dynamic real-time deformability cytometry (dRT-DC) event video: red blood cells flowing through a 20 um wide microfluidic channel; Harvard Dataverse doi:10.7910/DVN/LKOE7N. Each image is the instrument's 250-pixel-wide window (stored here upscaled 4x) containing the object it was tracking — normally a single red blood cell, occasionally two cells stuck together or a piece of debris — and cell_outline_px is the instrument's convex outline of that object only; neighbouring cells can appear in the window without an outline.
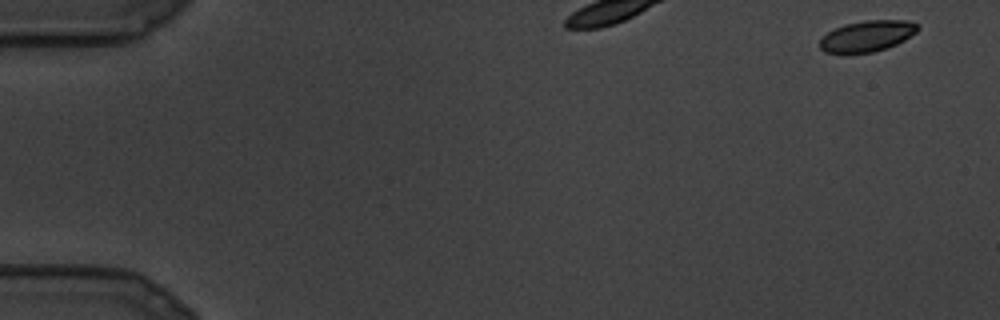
{"species": "common noctule bat (a hibernating species)", "species_latin": "Nyctalus noctula", "temperature_condition": "cold", "stored_images_in_passage": 5, "camera_frame_rate_fps": 3000, "um_per_image_px": 0.085, "animal": {"sex": "male", "body_mass_g": 19.5, "forearm_length_mm": 54.6}, "frame": {"image": 1, "passage_image": 1, "time_ms": 0.0, "image_size_px": [1000, 320], "cell_outline_px": [[920, 28], [916, 32], [904, 40], [896, 44], [872, 52], [848, 56], [824, 52], [820, 48], [820, 40], [828, 32], [844, 24], [864, 20], [908, 20], [920, 24]], "centroid_in_image_um": [73.69, 3.09], "position_along_channel_um": 11.3, "area_um2": 18.15}}